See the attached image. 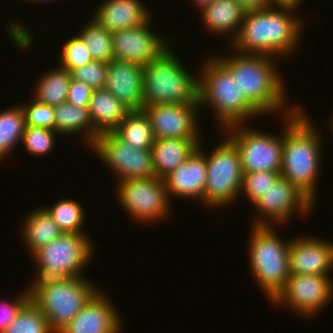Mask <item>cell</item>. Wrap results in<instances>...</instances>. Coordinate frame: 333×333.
Here are the masks:
<instances>
[{"mask_svg":"<svg viewBox=\"0 0 333 333\" xmlns=\"http://www.w3.org/2000/svg\"><path fill=\"white\" fill-rule=\"evenodd\" d=\"M274 8V9H273ZM295 9L270 7L245 14L236 39L229 45L241 54L290 57L300 47L304 27ZM297 16V17H296Z\"/></svg>","mask_w":333,"mask_h":333,"instance_id":"obj_1","label":"cell"},{"mask_svg":"<svg viewBox=\"0 0 333 333\" xmlns=\"http://www.w3.org/2000/svg\"><path fill=\"white\" fill-rule=\"evenodd\" d=\"M301 108L283 117L285 125L280 173L282 178L289 180L315 204L323 134Z\"/></svg>","mask_w":333,"mask_h":333,"instance_id":"obj_2","label":"cell"},{"mask_svg":"<svg viewBox=\"0 0 333 333\" xmlns=\"http://www.w3.org/2000/svg\"><path fill=\"white\" fill-rule=\"evenodd\" d=\"M231 51L233 54L217 58L230 70L240 90L263 114L278 113L280 116L282 112L287 116L300 107L287 104L288 96L275 57Z\"/></svg>","mask_w":333,"mask_h":333,"instance_id":"obj_3","label":"cell"},{"mask_svg":"<svg viewBox=\"0 0 333 333\" xmlns=\"http://www.w3.org/2000/svg\"><path fill=\"white\" fill-rule=\"evenodd\" d=\"M203 66V67H202ZM200 66L198 102L210 107L222 130L236 124H247L249 118L264 114L240 90L230 70L215 56ZM203 106V107H202Z\"/></svg>","mask_w":333,"mask_h":333,"instance_id":"obj_4","label":"cell"},{"mask_svg":"<svg viewBox=\"0 0 333 333\" xmlns=\"http://www.w3.org/2000/svg\"><path fill=\"white\" fill-rule=\"evenodd\" d=\"M169 47L143 66V106L199 103V78L192 75ZM176 54V55H175Z\"/></svg>","mask_w":333,"mask_h":333,"instance_id":"obj_5","label":"cell"},{"mask_svg":"<svg viewBox=\"0 0 333 333\" xmlns=\"http://www.w3.org/2000/svg\"><path fill=\"white\" fill-rule=\"evenodd\" d=\"M249 265L255 280L270 303L283 290L290 274V238L278 236L273 226H251Z\"/></svg>","mask_w":333,"mask_h":333,"instance_id":"obj_6","label":"cell"},{"mask_svg":"<svg viewBox=\"0 0 333 333\" xmlns=\"http://www.w3.org/2000/svg\"><path fill=\"white\" fill-rule=\"evenodd\" d=\"M28 289L50 329L59 333L100 288L86 277H74L34 281Z\"/></svg>","mask_w":333,"mask_h":333,"instance_id":"obj_7","label":"cell"},{"mask_svg":"<svg viewBox=\"0 0 333 333\" xmlns=\"http://www.w3.org/2000/svg\"><path fill=\"white\" fill-rule=\"evenodd\" d=\"M90 238L88 233H64L41 247L31 255L37 268L33 280L84 277L81 273L95 254Z\"/></svg>","mask_w":333,"mask_h":333,"instance_id":"obj_8","label":"cell"},{"mask_svg":"<svg viewBox=\"0 0 333 333\" xmlns=\"http://www.w3.org/2000/svg\"><path fill=\"white\" fill-rule=\"evenodd\" d=\"M198 149L206 156L207 163L204 205L215 209L231 205L237 200L238 195L241 196L244 174L237 147L226 136L208 155L204 152L201 142Z\"/></svg>","mask_w":333,"mask_h":333,"instance_id":"obj_9","label":"cell"},{"mask_svg":"<svg viewBox=\"0 0 333 333\" xmlns=\"http://www.w3.org/2000/svg\"><path fill=\"white\" fill-rule=\"evenodd\" d=\"M119 205L137 223H155L167 220L171 213V202L163 178L152 176L144 179L117 181Z\"/></svg>","mask_w":333,"mask_h":333,"instance_id":"obj_10","label":"cell"},{"mask_svg":"<svg viewBox=\"0 0 333 333\" xmlns=\"http://www.w3.org/2000/svg\"><path fill=\"white\" fill-rule=\"evenodd\" d=\"M249 128H248V127ZM236 124L221 130L237 147L243 173L281 171L283 131L278 136L253 129L249 124ZM226 133V135H225Z\"/></svg>","mask_w":333,"mask_h":333,"instance_id":"obj_11","label":"cell"},{"mask_svg":"<svg viewBox=\"0 0 333 333\" xmlns=\"http://www.w3.org/2000/svg\"><path fill=\"white\" fill-rule=\"evenodd\" d=\"M89 149L110 167L118 181L155 176L152 151L131 147L113 132L99 135Z\"/></svg>","mask_w":333,"mask_h":333,"instance_id":"obj_12","label":"cell"},{"mask_svg":"<svg viewBox=\"0 0 333 333\" xmlns=\"http://www.w3.org/2000/svg\"><path fill=\"white\" fill-rule=\"evenodd\" d=\"M330 276L291 274L272 304L288 306L286 308L303 317H314L332 301L333 280Z\"/></svg>","mask_w":333,"mask_h":333,"instance_id":"obj_13","label":"cell"},{"mask_svg":"<svg viewBox=\"0 0 333 333\" xmlns=\"http://www.w3.org/2000/svg\"><path fill=\"white\" fill-rule=\"evenodd\" d=\"M258 211L251 226L283 225L289 222L296 212L299 216L310 214L314 203L289 180L280 177L253 204ZM313 207V208H312Z\"/></svg>","mask_w":333,"mask_h":333,"instance_id":"obj_14","label":"cell"},{"mask_svg":"<svg viewBox=\"0 0 333 333\" xmlns=\"http://www.w3.org/2000/svg\"><path fill=\"white\" fill-rule=\"evenodd\" d=\"M200 109L199 103L143 106L150 118L155 139H201L197 116Z\"/></svg>","mask_w":333,"mask_h":333,"instance_id":"obj_15","label":"cell"},{"mask_svg":"<svg viewBox=\"0 0 333 333\" xmlns=\"http://www.w3.org/2000/svg\"><path fill=\"white\" fill-rule=\"evenodd\" d=\"M151 19L143 25L112 33L114 59L145 66L169 47L170 42L166 37H160V34L151 30Z\"/></svg>","mask_w":333,"mask_h":333,"instance_id":"obj_16","label":"cell"},{"mask_svg":"<svg viewBox=\"0 0 333 333\" xmlns=\"http://www.w3.org/2000/svg\"><path fill=\"white\" fill-rule=\"evenodd\" d=\"M105 294L99 289L59 333H121V315Z\"/></svg>","mask_w":333,"mask_h":333,"instance_id":"obj_17","label":"cell"},{"mask_svg":"<svg viewBox=\"0 0 333 333\" xmlns=\"http://www.w3.org/2000/svg\"><path fill=\"white\" fill-rule=\"evenodd\" d=\"M309 236V237H308ZM290 239V274L329 275L333 269V241L312 235Z\"/></svg>","mask_w":333,"mask_h":333,"instance_id":"obj_18","label":"cell"},{"mask_svg":"<svg viewBox=\"0 0 333 333\" xmlns=\"http://www.w3.org/2000/svg\"><path fill=\"white\" fill-rule=\"evenodd\" d=\"M168 198L198 199L204 204L207 184L206 156L197 148L192 155L164 178ZM173 195V196H172Z\"/></svg>","mask_w":333,"mask_h":333,"instance_id":"obj_19","label":"cell"},{"mask_svg":"<svg viewBox=\"0 0 333 333\" xmlns=\"http://www.w3.org/2000/svg\"><path fill=\"white\" fill-rule=\"evenodd\" d=\"M143 66L113 59L108 62L105 89L130 110H143Z\"/></svg>","mask_w":333,"mask_h":333,"instance_id":"obj_20","label":"cell"},{"mask_svg":"<svg viewBox=\"0 0 333 333\" xmlns=\"http://www.w3.org/2000/svg\"><path fill=\"white\" fill-rule=\"evenodd\" d=\"M140 0H106L96 7L92 19L113 33L124 28L145 24L151 10Z\"/></svg>","mask_w":333,"mask_h":333,"instance_id":"obj_21","label":"cell"},{"mask_svg":"<svg viewBox=\"0 0 333 333\" xmlns=\"http://www.w3.org/2000/svg\"><path fill=\"white\" fill-rule=\"evenodd\" d=\"M88 108L93 123V144L99 135L113 132L131 111L105 88L93 90Z\"/></svg>","mask_w":333,"mask_h":333,"instance_id":"obj_22","label":"cell"},{"mask_svg":"<svg viewBox=\"0 0 333 333\" xmlns=\"http://www.w3.org/2000/svg\"><path fill=\"white\" fill-rule=\"evenodd\" d=\"M200 12L203 26L219 36H229V44L236 39L246 14L235 0H215Z\"/></svg>","mask_w":333,"mask_h":333,"instance_id":"obj_23","label":"cell"},{"mask_svg":"<svg viewBox=\"0 0 333 333\" xmlns=\"http://www.w3.org/2000/svg\"><path fill=\"white\" fill-rule=\"evenodd\" d=\"M201 139H155L152 146L154 174L164 178L186 161L198 148Z\"/></svg>","mask_w":333,"mask_h":333,"instance_id":"obj_24","label":"cell"},{"mask_svg":"<svg viewBox=\"0 0 333 333\" xmlns=\"http://www.w3.org/2000/svg\"><path fill=\"white\" fill-rule=\"evenodd\" d=\"M30 212L24 219V224H21L23 225L21 234L22 241H25V246L32 255L64 233L44 207L35 208Z\"/></svg>","mask_w":333,"mask_h":333,"instance_id":"obj_25","label":"cell"},{"mask_svg":"<svg viewBox=\"0 0 333 333\" xmlns=\"http://www.w3.org/2000/svg\"><path fill=\"white\" fill-rule=\"evenodd\" d=\"M54 130L58 135L79 133L88 149L93 145V123L88 107H76L67 102L55 106Z\"/></svg>","mask_w":333,"mask_h":333,"instance_id":"obj_26","label":"cell"},{"mask_svg":"<svg viewBox=\"0 0 333 333\" xmlns=\"http://www.w3.org/2000/svg\"><path fill=\"white\" fill-rule=\"evenodd\" d=\"M113 133L136 149L151 150L155 142L150 118L144 110H131Z\"/></svg>","mask_w":333,"mask_h":333,"instance_id":"obj_27","label":"cell"},{"mask_svg":"<svg viewBox=\"0 0 333 333\" xmlns=\"http://www.w3.org/2000/svg\"><path fill=\"white\" fill-rule=\"evenodd\" d=\"M40 77L33 89V99L53 107L66 102L71 81L69 70L58 65Z\"/></svg>","mask_w":333,"mask_h":333,"instance_id":"obj_28","label":"cell"},{"mask_svg":"<svg viewBox=\"0 0 333 333\" xmlns=\"http://www.w3.org/2000/svg\"><path fill=\"white\" fill-rule=\"evenodd\" d=\"M6 109L0 111V161L9 157L8 154L21 143L26 127L25 113L21 104Z\"/></svg>","mask_w":333,"mask_h":333,"instance_id":"obj_29","label":"cell"},{"mask_svg":"<svg viewBox=\"0 0 333 333\" xmlns=\"http://www.w3.org/2000/svg\"><path fill=\"white\" fill-rule=\"evenodd\" d=\"M62 199L56 201L51 207L45 206L44 208L63 233H86L83 227L86 219L83 205L76 200Z\"/></svg>","mask_w":333,"mask_h":333,"instance_id":"obj_30","label":"cell"},{"mask_svg":"<svg viewBox=\"0 0 333 333\" xmlns=\"http://www.w3.org/2000/svg\"><path fill=\"white\" fill-rule=\"evenodd\" d=\"M78 35L94 60L108 63L114 59L112 33L100 26L94 19L86 23Z\"/></svg>","mask_w":333,"mask_h":333,"instance_id":"obj_31","label":"cell"},{"mask_svg":"<svg viewBox=\"0 0 333 333\" xmlns=\"http://www.w3.org/2000/svg\"><path fill=\"white\" fill-rule=\"evenodd\" d=\"M2 333H54L47 318L30 299Z\"/></svg>","mask_w":333,"mask_h":333,"instance_id":"obj_32","label":"cell"},{"mask_svg":"<svg viewBox=\"0 0 333 333\" xmlns=\"http://www.w3.org/2000/svg\"><path fill=\"white\" fill-rule=\"evenodd\" d=\"M280 177V171L244 173L240 193L245 194L253 205Z\"/></svg>","mask_w":333,"mask_h":333,"instance_id":"obj_33","label":"cell"},{"mask_svg":"<svg viewBox=\"0 0 333 333\" xmlns=\"http://www.w3.org/2000/svg\"><path fill=\"white\" fill-rule=\"evenodd\" d=\"M57 134L53 129L26 126L21 144L25 146V150L31 155H47L55 147Z\"/></svg>","mask_w":333,"mask_h":333,"instance_id":"obj_34","label":"cell"},{"mask_svg":"<svg viewBox=\"0 0 333 333\" xmlns=\"http://www.w3.org/2000/svg\"><path fill=\"white\" fill-rule=\"evenodd\" d=\"M59 56L58 65L69 71L94 61L90 51L78 34L65 41Z\"/></svg>","mask_w":333,"mask_h":333,"instance_id":"obj_35","label":"cell"},{"mask_svg":"<svg viewBox=\"0 0 333 333\" xmlns=\"http://www.w3.org/2000/svg\"><path fill=\"white\" fill-rule=\"evenodd\" d=\"M108 63L102 61L90 62L70 71L71 78L87 84L92 90L104 89Z\"/></svg>","mask_w":333,"mask_h":333,"instance_id":"obj_36","label":"cell"},{"mask_svg":"<svg viewBox=\"0 0 333 333\" xmlns=\"http://www.w3.org/2000/svg\"><path fill=\"white\" fill-rule=\"evenodd\" d=\"M28 103L21 104L25 113L26 126L54 130V107L39 103L35 99Z\"/></svg>","mask_w":333,"mask_h":333,"instance_id":"obj_37","label":"cell"},{"mask_svg":"<svg viewBox=\"0 0 333 333\" xmlns=\"http://www.w3.org/2000/svg\"><path fill=\"white\" fill-rule=\"evenodd\" d=\"M30 300V292L27 288L24 292L19 293L16 300L12 302H0V333L16 318L20 309Z\"/></svg>","mask_w":333,"mask_h":333,"instance_id":"obj_38","label":"cell"},{"mask_svg":"<svg viewBox=\"0 0 333 333\" xmlns=\"http://www.w3.org/2000/svg\"><path fill=\"white\" fill-rule=\"evenodd\" d=\"M92 92L87 84L71 78L66 102L76 107H89Z\"/></svg>","mask_w":333,"mask_h":333,"instance_id":"obj_39","label":"cell"},{"mask_svg":"<svg viewBox=\"0 0 333 333\" xmlns=\"http://www.w3.org/2000/svg\"><path fill=\"white\" fill-rule=\"evenodd\" d=\"M246 13L270 8L268 0H235Z\"/></svg>","mask_w":333,"mask_h":333,"instance_id":"obj_40","label":"cell"},{"mask_svg":"<svg viewBox=\"0 0 333 333\" xmlns=\"http://www.w3.org/2000/svg\"><path fill=\"white\" fill-rule=\"evenodd\" d=\"M270 7H287L297 10L303 0H268Z\"/></svg>","mask_w":333,"mask_h":333,"instance_id":"obj_41","label":"cell"},{"mask_svg":"<svg viewBox=\"0 0 333 333\" xmlns=\"http://www.w3.org/2000/svg\"><path fill=\"white\" fill-rule=\"evenodd\" d=\"M193 1L196 7H198L197 9L202 11L204 8L211 5L215 0H193Z\"/></svg>","mask_w":333,"mask_h":333,"instance_id":"obj_42","label":"cell"},{"mask_svg":"<svg viewBox=\"0 0 333 333\" xmlns=\"http://www.w3.org/2000/svg\"><path fill=\"white\" fill-rule=\"evenodd\" d=\"M328 121H329L330 124H331V125H330V129H331V128H332V129L330 130V132L332 133V132H333V114H332L331 119L329 118V120H327V122H328Z\"/></svg>","mask_w":333,"mask_h":333,"instance_id":"obj_43","label":"cell"},{"mask_svg":"<svg viewBox=\"0 0 333 333\" xmlns=\"http://www.w3.org/2000/svg\"><path fill=\"white\" fill-rule=\"evenodd\" d=\"M26 1H27V0H26ZM31 1H32V0H30V2H31ZM34 1L37 2V3L40 2V1H41V2L43 1L42 3H45L46 1H48V2L51 1V2H52L53 0H33V2H34ZM54 1H55V0H54Z\"/></svg>","mask_w":333,"mask_h":333,"instance_id":"obj_44","label":"cell"}]
</instances>
